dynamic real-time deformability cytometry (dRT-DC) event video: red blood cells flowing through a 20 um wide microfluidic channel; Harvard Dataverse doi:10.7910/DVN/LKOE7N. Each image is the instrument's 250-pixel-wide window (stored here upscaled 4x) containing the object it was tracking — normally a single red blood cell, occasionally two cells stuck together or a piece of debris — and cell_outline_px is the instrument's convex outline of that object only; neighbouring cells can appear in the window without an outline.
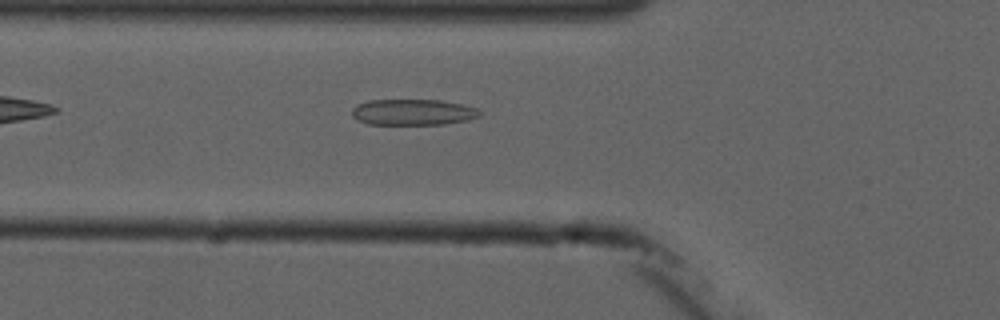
{"species": "common noctule bat (a hibernating species)", "species_latin": "Nyctalus noctula", "temperature_condition": "cold", "stored_images_in_passage": 2, "camera_frame_rate_fps": 3000, "um_per_image_px": 0.085, "animal": {"sex": "male", "forearm_length_mm": 52.5}, "frame": {"image": 1, "passage_image": 2, "time_ms": 1.333, "image_size_px": [1000, 320], "cell_outline_px": [[484, 112], [480, 116], [468, 120], [444, 124], [368, 124], [356, 120], [352, 116], [352, 108], [356, 104], [368, 100], [440, 100], [464, 104], [476, 108]], "centroid_in_image_um": [35.11, 9.53], "position_along_channel_um": 90.7, "area_um2": 19.59}}